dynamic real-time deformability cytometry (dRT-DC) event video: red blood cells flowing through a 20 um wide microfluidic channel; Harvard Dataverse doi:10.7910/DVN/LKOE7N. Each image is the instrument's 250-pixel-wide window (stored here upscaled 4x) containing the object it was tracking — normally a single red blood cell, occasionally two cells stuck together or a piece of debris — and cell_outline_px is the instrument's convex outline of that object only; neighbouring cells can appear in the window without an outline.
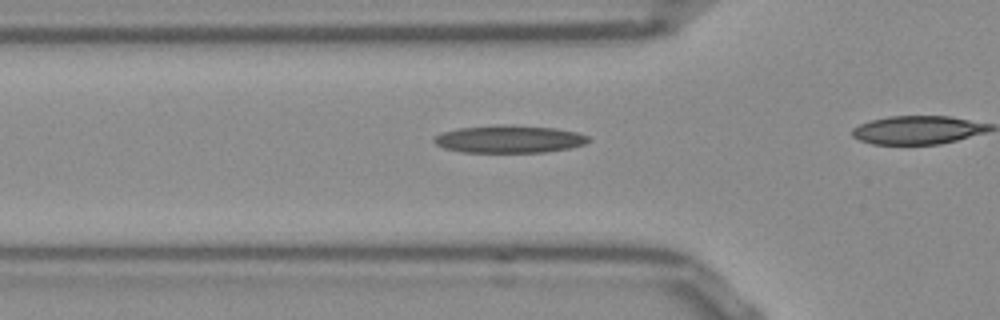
{"species": "Egyptian fruit bat (a non-hibernating species)", "species_latin": "Rousettus aegyptiacus", "temperature_condition": "room temperature", "stored_images_in_passage": 37, "camera_frame_rate_fps": 3000, "um_per_image_px": 0.085, "frame": {"image": 1, "passage_image": 13, "time_ms": 4.0, "image_size_px": [1000, 320], "cell_outline_px": [[592, 140], [584, 144], [572, 148], [544, 152], [464, 152], [444, 148], [436, 144], [432, 140], [436, 136], [444, 132], [460, 128], [496, 124], [512, 124], [556, 128], [576, 132], [588, 136]], "centroid_in_image_um": [43.33, 11.81], "position_along_channel_um": 82.5, "area_um2": 24.97}}
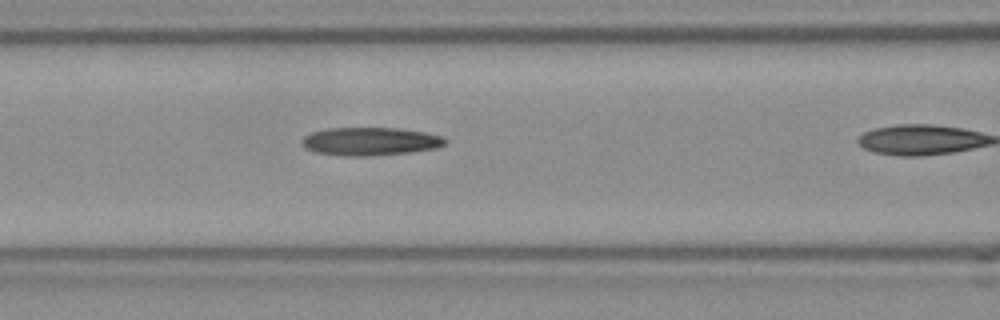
{"frame": {"image": 2, "passage_image": 17, "time_ms": 5.333, "image_size_px": [1000, 320], "cell_outline_px": [[448, 140], [444, 144], [436, 148], [412, 152], [364, 156], [344, 156], [316, 152], [304, 148], [300, 140], [304, 136], [312, 132], [328, 128], [396, 128], [424, 132], [444, 136]], "centroid_in_image_um": [31.46, 12.02], "position_along_channel_um": 135.1, "area_um2": 23.52}}
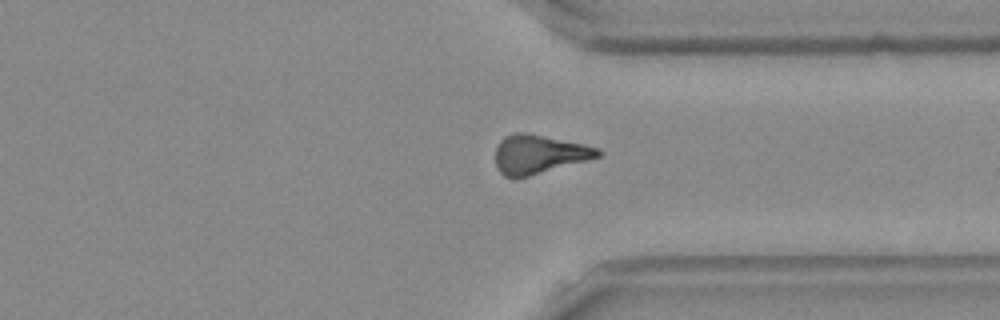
{"frame": {"image": 3, "passage_image": 35, "time_ms": 11.333, "image_size_px": [1000, 320], "cell_outline_px": [[604, 152], [600, 156], [528, 176], [504, 176], [500, 172], [496, 164], [496, 148], [500, 140], [504, 136], [512, 132], [532, 132], [584, 144], [600, 148]], "centroid_in_image_um": [45.81, 13.06], "position_along_channel_um": 365.6, "area_um2": 23.18}}